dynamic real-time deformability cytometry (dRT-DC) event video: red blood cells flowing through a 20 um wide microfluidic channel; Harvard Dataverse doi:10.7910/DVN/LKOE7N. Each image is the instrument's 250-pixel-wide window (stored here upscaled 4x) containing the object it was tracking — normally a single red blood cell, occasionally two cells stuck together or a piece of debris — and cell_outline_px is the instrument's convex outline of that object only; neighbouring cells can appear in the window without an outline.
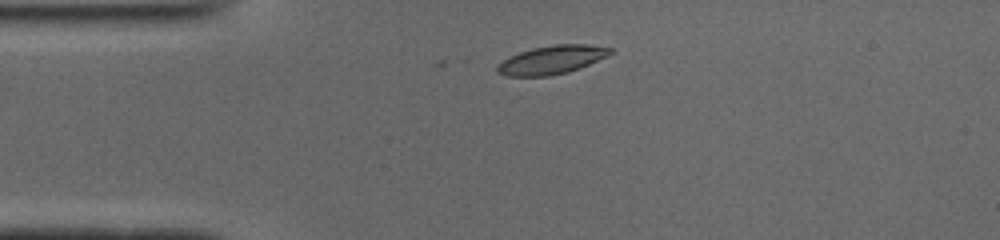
{"species": "common noctule bat (a hibernating species)", "species_latin": "Nyctalus noctula", "temperature_condition": "cold", "stored_images_in_passage": 4, "camera_frame_rate_fps": 3000, "um_per_image_px": 0.085, "animal": {"sex": "male", "body_mass_g": 19.0, "forearm_length_mm": 50.8}, "frame": {"image": 1, "passage_image": 4, "time_ms": 1.0, "image_size_px": [1000, 240], "cell_outline_px": [[612, 52], [608, 56], [580, 68], [568, 72], [548, 76], [508, 76], [496, 72], [496, 64], [520, 52], [532, 48], [556, 44], [588, 44], [612, 48]], "centroid_in_image_um": [46.91, 5.09], "position_along_channel_um": 38.1, "area_um2": 18.73}}